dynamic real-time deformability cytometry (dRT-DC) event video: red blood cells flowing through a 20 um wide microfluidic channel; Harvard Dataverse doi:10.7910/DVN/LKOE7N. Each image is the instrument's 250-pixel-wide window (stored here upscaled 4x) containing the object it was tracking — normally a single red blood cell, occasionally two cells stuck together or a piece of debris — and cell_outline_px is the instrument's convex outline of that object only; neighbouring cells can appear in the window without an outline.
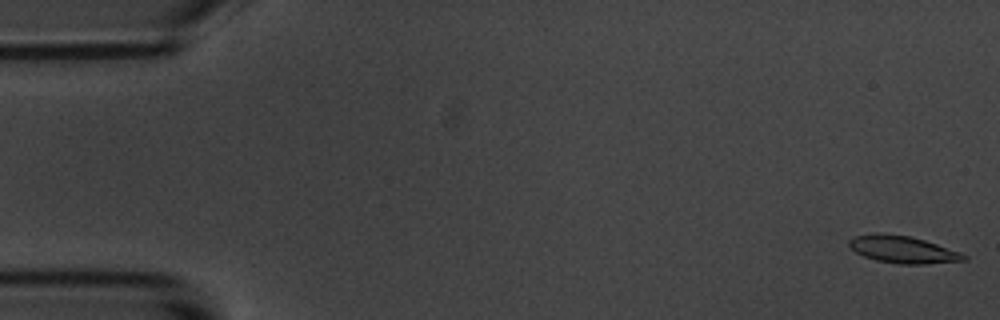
{"species": "common noctule bat (a hibernating species)", "species_latin": "Nyctalus noctula", "temperature_condition": "room temperature", "stored_images_in_passage": 56, "camera_frame_rate_fps": 3000, "um_per_image_px": 0.085, "animal": {"sex": "male", "body_mass_g": 20.1, "forearm_length_mm": 53.5}, "frame": {"image": 1, "passage_image": 1, "time_ms": 0.0, "image_size_px": [1000, 320], "cell_outline_px": [[968, 260], [924, 264], [900, 264], [876, 260], [864, 256], [856, 252], [848, 244], [848, 240], [852, 236], [908, 236], [924, 240], [960, 252], [968, 256]], "centroid_in_image_um": [76.81, 21.26], "position_along_channel_um": 8.2, "area_um2": 17.34}}
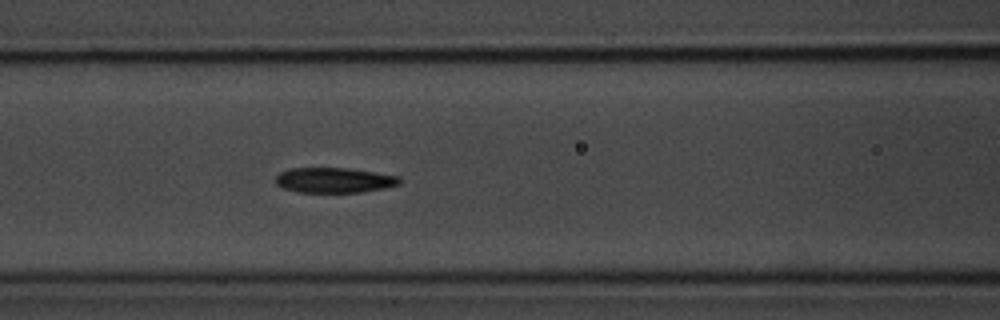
{"frame": {"image": 2, "passage_image": 23, "time_ms": 7.333, "image_size_px": [1000, 320], "cell_outline_px": [[400, 184], [384, 188], [360, 192], [296, 192], [284, 188], [276, 184], [276, 176], [280, 172], [292, 168], [348, 168], [400, 176]], "centroid_in_image_um": [28.4, 15.31], "position_along_channel_um": 138.2, "area_um2": 18.09}}
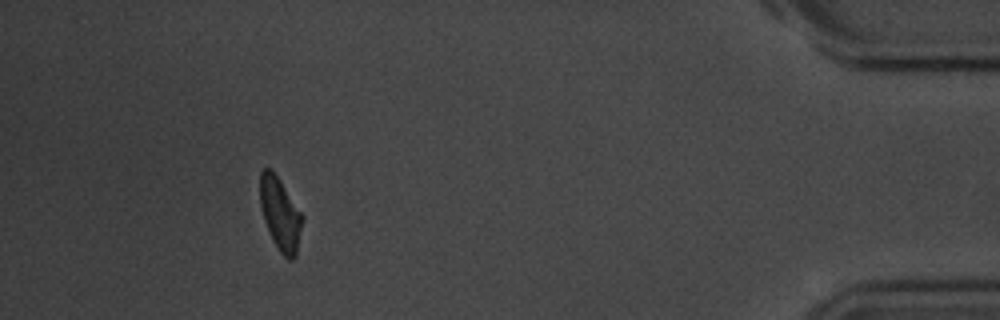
{"frame": {"image": 3, "passage_image": 51, "time_ms": 16.667, "image_size_px": [1000, 320], "cell_outline_px": [[304, 216], [296, 256], [292, 260], [288, 260], [280, 252], [272, 240], [264, 220], [260, 204], [260, 172], [264, 168], [272, 168]], "centroid_in_image_um": [23.82, 18.18], "position_along_channel_um": 411.4, "area_um2": 18.03}, "authors_computed_cell_mechanics": {"area_um2": 18.5827, "velocity_mm_per_s": 3.5771, "shape_relaxation_time_tau1_ms": 4.1139, "shape_relaxation_time_tau2_ms": 4.2417, "deformation_change_tau1": 0.1391, "deformation_change_tau2": 0.1114}}